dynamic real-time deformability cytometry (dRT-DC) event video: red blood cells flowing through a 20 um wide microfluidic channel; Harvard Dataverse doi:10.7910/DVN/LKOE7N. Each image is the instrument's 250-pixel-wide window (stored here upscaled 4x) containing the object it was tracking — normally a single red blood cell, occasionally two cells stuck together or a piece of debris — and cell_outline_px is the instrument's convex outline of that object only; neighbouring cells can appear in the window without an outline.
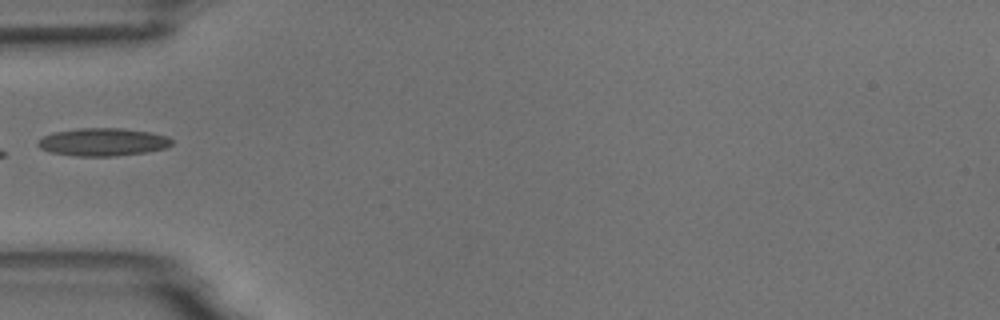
{"species": "common noctule bat (a hibernating species)", "species_latin": "Nyctalus noctula", "temperature_condition": "room temperature", "stored_images_in_passage": 4, "camera_frame_rate_fps": 3000, "um_per_image_px": 0.085, "animal": {"sex": "male", "body_mass_g": 18.8}, "frame": {"image": 1, "passage_image": 3, "time_ms": 2.333, "image_size_px": [1000, 320], "cell_outline_px": [[172, 144], [164, 148], [144, 152], [116, 156], [76, 156], [52, 152], [40, 148], [36, 144], [36, 140], [52, 132], [80, 128], [120, 128], [152, 132], [168, 136], [172, 140]], "centroid_in_image_um": [8.72, 12.06], "position_along_channel_um": 76.3, "area_um2": 21.73}}